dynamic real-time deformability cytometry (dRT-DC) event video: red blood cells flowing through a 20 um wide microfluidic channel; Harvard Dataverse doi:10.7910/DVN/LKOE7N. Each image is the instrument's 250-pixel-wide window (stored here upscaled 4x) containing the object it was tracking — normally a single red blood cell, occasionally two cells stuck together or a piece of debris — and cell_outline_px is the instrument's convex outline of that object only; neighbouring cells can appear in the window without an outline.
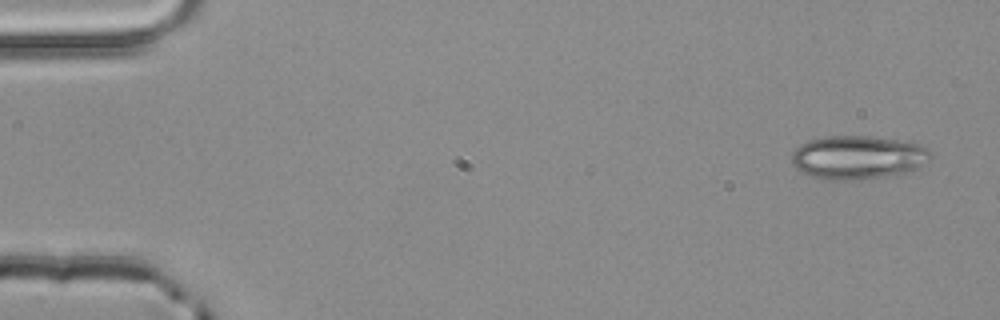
{"species": "common noctule bat (a hibernating species)", "species_latin": "Nyctalus noctula", "temperature_condition": "room temperature", "stored_images_in_passage": 4, "camera_frame_rate_fps": 3000, "um_per_image_px": 0.085, "animal": {"sex": "male", "body_mass_g": 20.4}, "frame": {"image": 1, "passage_image": 1, "time_ms": 0.0, "image_size_px": [1000, 320], "cell_outline_px": [[928, 160], [924, 164], [916, 168], [904, 172], [884, 176], [860, 180], [820, 180], [796, 168], [792, 164], [792, 152], [800, 144], [808, 140], [824, 136], [868, 136], [896, 140], [920, 144], [928, 148]], "centroid_in_image_um": [72.85, 13.38], "position_along_channel_um": 12.1, "area_um2": 35.08}}